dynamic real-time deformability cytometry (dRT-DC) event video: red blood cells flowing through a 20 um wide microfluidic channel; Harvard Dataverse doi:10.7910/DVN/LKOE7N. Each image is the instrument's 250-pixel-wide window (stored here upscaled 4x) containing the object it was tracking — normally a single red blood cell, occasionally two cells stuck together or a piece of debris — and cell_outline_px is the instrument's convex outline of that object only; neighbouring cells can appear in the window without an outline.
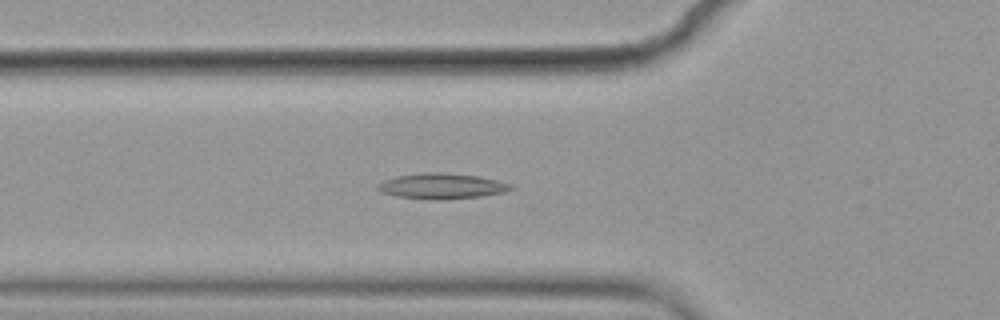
{"species": "common noctule bat (a hibernating species)", "species_latin": "Nyctalus noctula", "temperature_condition": "cold", "stored_images_in_passage": 56, "camera_frame_rate_fps": 3000, "um_per_image_px": 0.085, "animal": {"sex": "female", "body_mass_g": 19.9}, "frame": {"image": 1, "passage_image": 19, "time_ms": 6.0, "image_size_px": [1000, 320], "cell_outline_px": [[512, 188], [504, 192], [480, 196], [440, 200], [436, 200], [396, 196], [384, 192], [376, 188], [376, 184], [384, 180], [396, 176], [420, 172], [444, 172], [480, 176], [512, 184]], "centroid_in_image_um": [37.53, 15.8], "position_along_channel_um": 88.3, "area_um2": 19.83}}
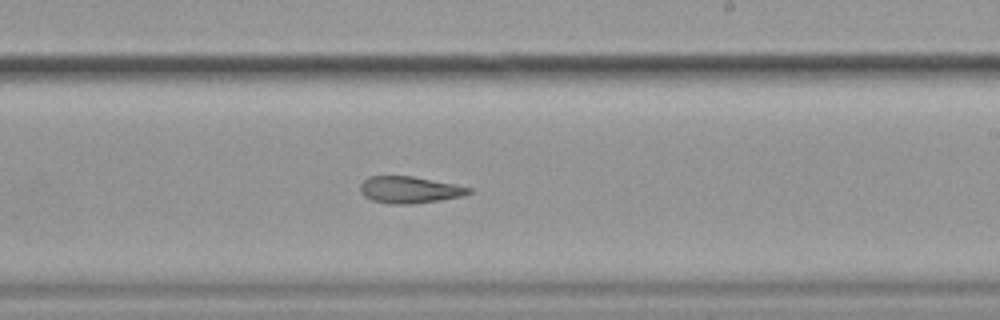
{"frame": {"image": 2, "passage_image": 33, "time_ms": 10.667, "image_size_px": [1000, 320], "cell_outline_px": [[472, 192], [464, 196], [440, 200], [412, 204], [388, 204], [372, 200], [364, 196], [360, 192], [360, 184], [368, 176], [412, 176], [472, 188]], "centroid_in_image_um": [34.78, 16.14], "position_along_channel_um": 254.2, "area_um2": 16.94}}
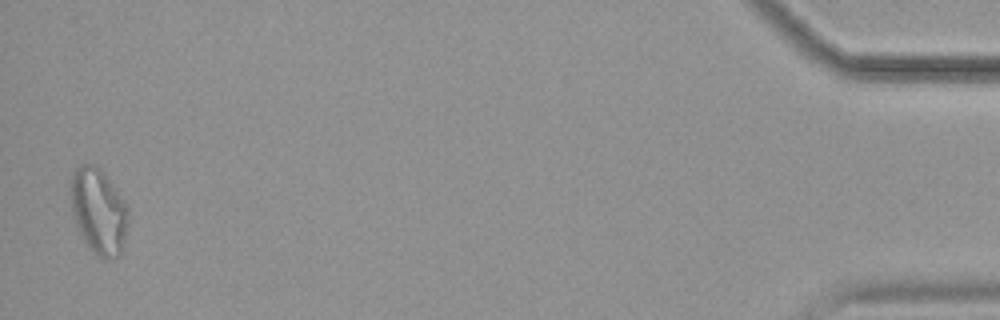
{"frame": {"image": 3, "passage_image": 55, "time_ms": 18.0, "image_size_px": [1000, 320], "cell_outline_px": [[128, 224], [124, 244], [120, 256], [104, 260], [96, 256], [84, 240], [76, 224], [72, 212], [68, 184], [72, 172], [80, 164], [92, 164], [100, 168], [128, 208]], "centroid_in_image_um": [8.35, 17.96], "position_along_channel_um": 426.8, "area_um2": 28.96}}